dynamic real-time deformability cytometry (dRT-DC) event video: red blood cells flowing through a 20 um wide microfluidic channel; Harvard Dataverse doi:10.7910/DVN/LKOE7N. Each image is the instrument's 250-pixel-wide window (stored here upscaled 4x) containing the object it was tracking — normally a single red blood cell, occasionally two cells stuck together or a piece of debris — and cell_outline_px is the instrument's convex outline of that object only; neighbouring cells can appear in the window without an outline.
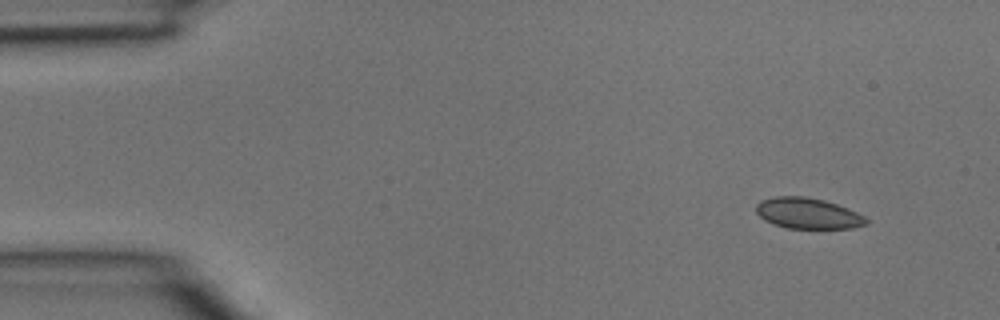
{"species": "common noctule bat (a hibernating species)", "species_latin": "Nyctalus noctula", "temperature_condition": "room temperature", "stored_images_in_passage": 4, "camera_frame_rate_fps": 3000, "um_per_image_px": 0.085, "animal": {"sex": "male", "body_mass_g": 15.6}, "frame": {"image": 1, "passage_image": 1, "time_ms": 0.0, "image_size_px": [1000, 320], "cell_outline_px": [[868, 224], [852, 228], [788, 228], [764, 220], [756, 212], [756, 204], [760, 200], [776, 196], [804, 196], [824, 200], [848, 208], [864, 216], [868, 220]], "centroid_in_image_um": [68.67, 18.12], "position_along_channel_um": 16.3, "area_um2": 19.71}}